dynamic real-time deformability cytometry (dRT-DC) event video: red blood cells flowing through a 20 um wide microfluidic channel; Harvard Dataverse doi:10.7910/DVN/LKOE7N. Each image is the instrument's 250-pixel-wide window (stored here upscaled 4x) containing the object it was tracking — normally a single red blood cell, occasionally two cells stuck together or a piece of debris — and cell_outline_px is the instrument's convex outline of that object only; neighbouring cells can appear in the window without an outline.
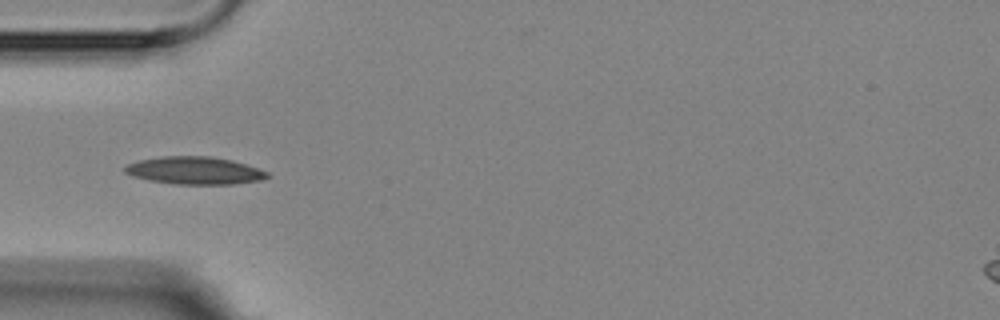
{"species": "Egyptian fruit bat (a non-hibernating species)", "species_latin": "Rousettus aegyptiacus", "temperature_condition": "room temperature", "stored_images_in_passage": 6, "camera_frame_rate_fps": 3000, "um_per_image_px": 0.085, "animal": {"sex": "female"}, "frame": {"image": 1, "passage_image": 4, "time_ms": 4.333, "image_size_px": [1000, 320], "cell_outline_px": [[268, 176], [260, 180], [232, 184], [176, 184], [148, 180], [132, 176], [124, 172], [124, 168], [128, 164], [140, 160], [164, 156], [212, 156], [232, 160], [268, 172]], "centroid_in_image_um": [16.51, 14.49], "position_along_channel_um": 68.5, "area_um2": 22.66}}
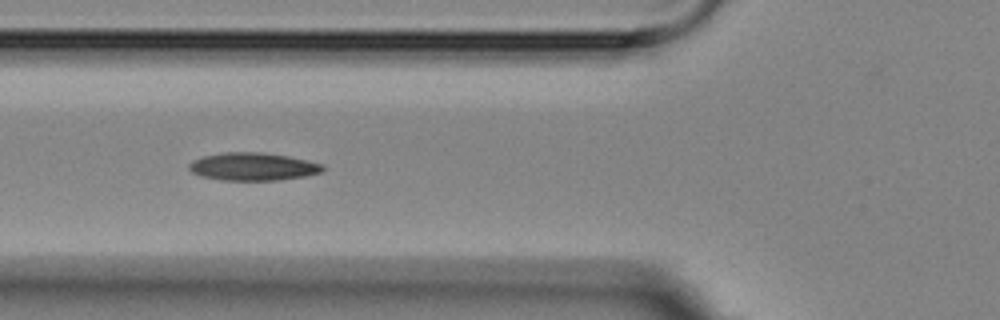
{"frame": {"image": 2, "passage_image": 5, "time_ms": 5.333, "image_size_px": [1000, 320], "cell_outline_px": [[324, 172], [304, 176], [276, 180], [220, 180], [200, 176], [192, 172], [188, 168], [188, 164], [192, 160], [204, 156], [224, 152], [260, 152], [288, 156], [324, 164]], "centroid_in_image_um": [21.49, 14.16], "position_along_channel_um": 104.3, "area_um2": 21.73}}
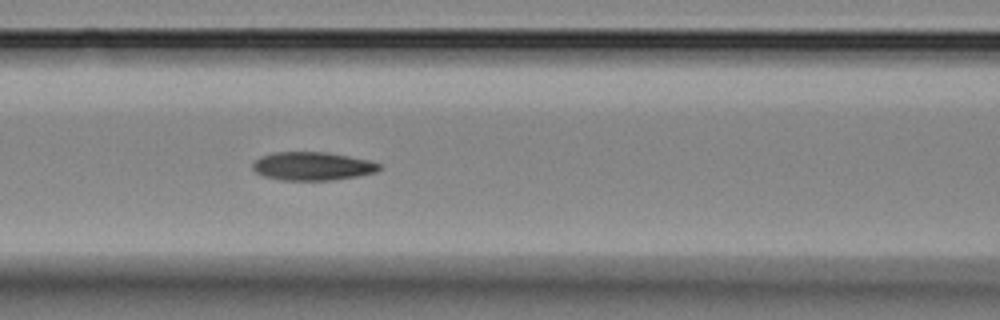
{"frame": {"image": 3, "passage_image": 6, "time_ms": 6.333, "image_size_px": [1000, 320], "cell_outline_px": [[380, 168], [376, 172], [356, 176], [332, 180], [280, 180], [264, 176], [256, 172], [252, 168], [252, 164], [260, 156], [276, 152], [324, 152], [348, 156], [368, 160], [380, 164]], "centroid_in_image_um": [26.53, 14.12], "position_along_channel_um": 140.1, "area_um2": 20.75}}